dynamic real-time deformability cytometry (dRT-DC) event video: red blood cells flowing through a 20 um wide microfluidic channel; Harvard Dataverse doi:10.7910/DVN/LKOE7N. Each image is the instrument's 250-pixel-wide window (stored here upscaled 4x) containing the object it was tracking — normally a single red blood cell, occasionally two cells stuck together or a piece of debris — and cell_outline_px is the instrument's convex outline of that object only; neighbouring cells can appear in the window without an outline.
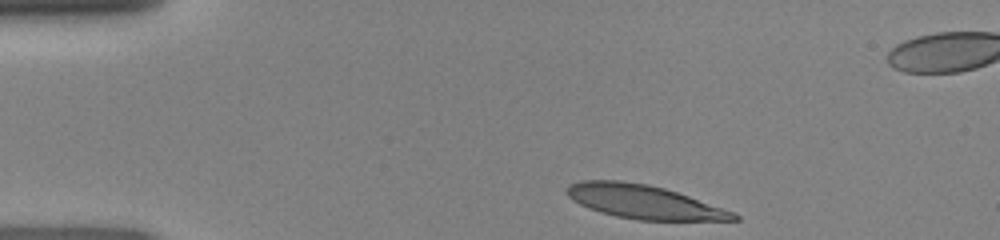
{"species": "human", "species_latin": "Homo sapiens", "temperature_condition": "room temperature", "stored_images_in_passage": 33, "camera_frame_rate_fps": 3000, "um_per_image_px": 0.085, "donor": {"sex": "female"}, "frame": {"image": 1, "passage_image": 1, "time_ms": 0.0, "image_size_px": [1000, 240], "cell_outline_px": [[740, 220], [636, 220], [616, 216], [600, 212], [588, 208], [572, 200], [564, 192], [568, 184], [580, 180], [620, 180], [648, 184], [664, 188], [736, 212], [740, 216]], "centroid_in_image_um": [54.69, 17.15], "position_along_channel_um": 30.3, "area_um2": 32.89}}
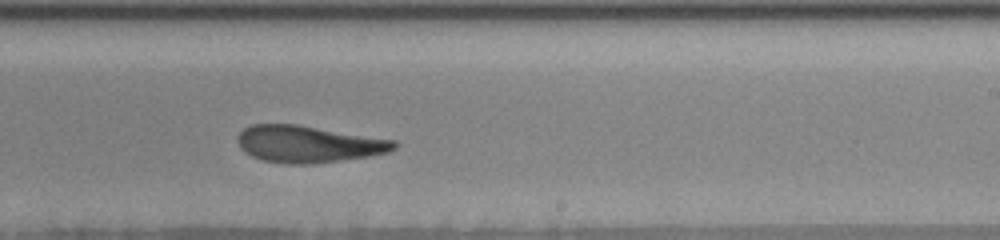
{"frame": {"image": 2, "passage_image": 22, "time_ms": 7.0, "image_size_px": [1000, 240], "cell_outline_px": [[396, 148], [388, 152], [368, 156], [340, 160], [304, 164], [284, 164], [264, 160], [252, 156], [244, 152], [240, 148], [236, 140], [236, 136], [244, 128], [252, 124], [296, 124], [396, 140]], "centroid_in_image_um": [26.16, 12.24], "position_along_channel_um": 262.8, "area_um2": 33.52}}
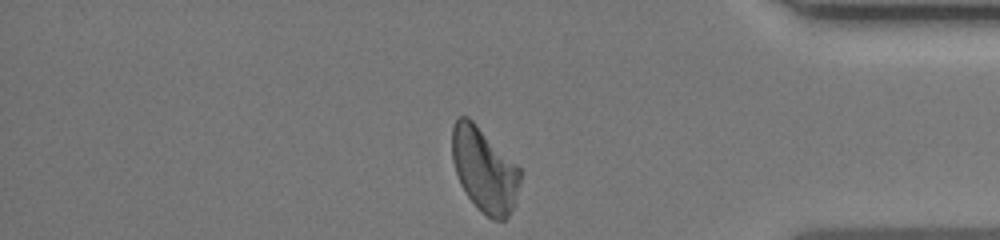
{"frame": {"image": 3, "passage_image": 33, "time_ms": 10.667, "image_size_px": [1000, 240], "cell_outline_px": [[520, 180], [516, 204], [508, 216], [504, 220], [492, 220], [468, 196], [460, 184], [452, 160], [452, 124], [460, 116], [468, 116], [520, 168]], "centroid_in_image_um": [41.17, 14.43], "position_along_channel_um": 394.0, "area_um2": 33.06}}